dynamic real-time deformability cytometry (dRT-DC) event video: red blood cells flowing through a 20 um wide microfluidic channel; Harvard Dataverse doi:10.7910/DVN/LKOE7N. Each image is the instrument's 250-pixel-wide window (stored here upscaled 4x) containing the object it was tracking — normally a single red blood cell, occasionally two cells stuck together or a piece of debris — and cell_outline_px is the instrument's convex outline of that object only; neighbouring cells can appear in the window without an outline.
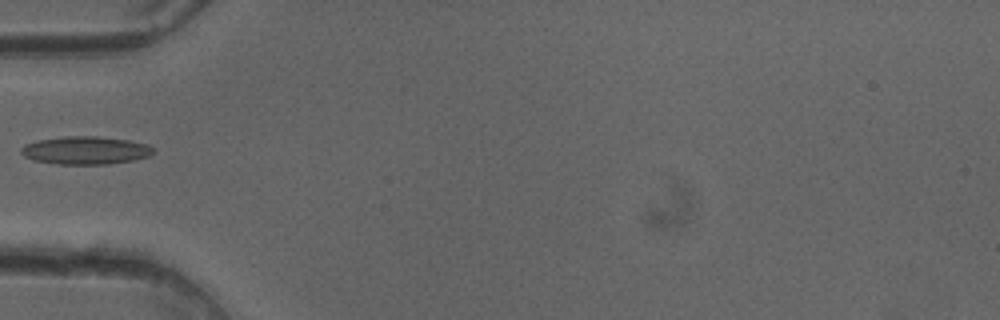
{"species": "common noctule bat (a hibernating species)", "species_latin": "Nyctalus noctula", "temperature_condition": "cold", "stored_images_in_passage": 27, "camera_frame_rate_fps": 3000, "um_per_image_px": 0.085, "animal": {"sex": "female"}, "frame": {"image": 1, "passage_image": 1, "time_ms": 0.0, "image_size_px": [1000, 320], "cell_outline_px": [[152, 152], [148, 156], [132, 160], [108, 164], [56, 164], [32, 160], [24, 156], [20, 152], [20, 148], [24, 144], [36, 140], [64, 136], [96, 136], [128, 140], [148, 144], [152, 148]], "centroid_in_image_um": [7.19, 12.77], "position_along_channel_um": 77.8, "area_um2": 21.56}}
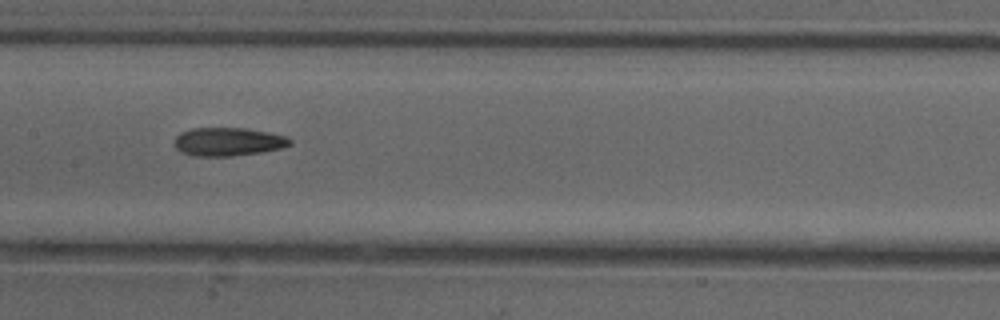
{"frame": {"image": 2, "passage_image": 9, "time_ms": 2.667, "image_size_px": [1000, 320], "cell_outline_px": [[292, 144], [284, 148], [260, 152], [232, 156], [196, 156], [180, 152], [172, 144], [176, 136], [180, 132], [192, 128], [244, 128], [268, 132], [284, 136], [292, 140]], "centroid_in_image_um": [19.36, 12.05], "position_along_channel_um": 188.0, "area_um2": 19.25}}
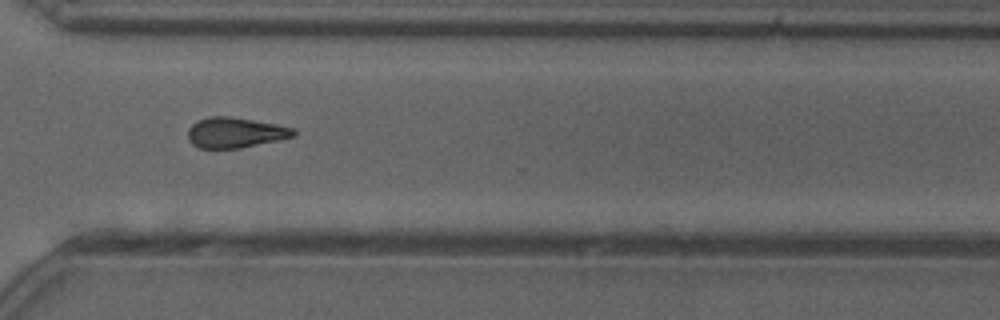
{"frame": {"image": 3, "passage_image": 21, "time_ms": 6.667, "image_size_px": [1000, 320], "cell_outline_px": [[296, 136], [280, 140], [240, 148], [200, 148], [192, 144], [188, 140], [188, 128], [192, 124], [200, 120], [212, 116], [228, 116], [276, 124], [292, 128], [296, 132]], "centroid_in_image_um": [20.0, 11.28], "position_along_channel_um": 350.6, "area_um2": 18.61}}